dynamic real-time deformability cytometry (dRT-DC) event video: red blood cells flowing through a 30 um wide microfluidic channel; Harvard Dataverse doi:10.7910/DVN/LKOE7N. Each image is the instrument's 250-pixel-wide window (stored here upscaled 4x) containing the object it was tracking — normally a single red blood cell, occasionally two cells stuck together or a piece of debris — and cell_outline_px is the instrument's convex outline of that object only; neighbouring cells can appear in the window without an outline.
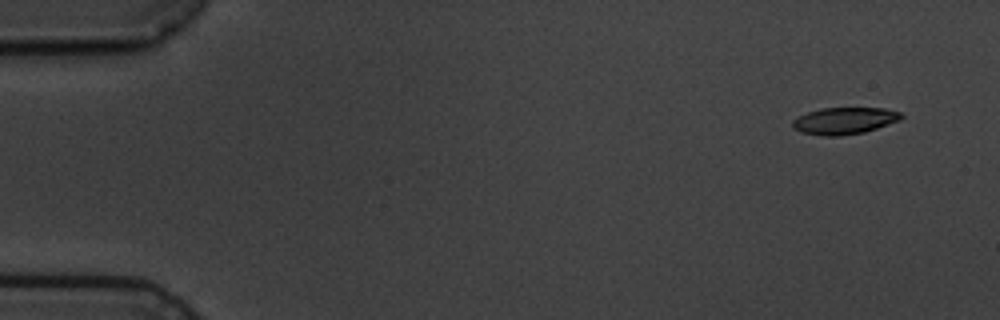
{"species": "common noctule bat (a hibernating species)", "species_latin": "Nyctalus noctula", "temperature_condition": "cold", "stored_images_in_passage": 6, "camera_frame_rate_fps": 3000, "um_per_image_px": 0.085, "animal": {"sex": "male", "body_mass_g": 19.5, "forearm_length_mm": 54.6}, "frame": {"image": 1, "passage_image": 1, "time_ms": 0.0, "image_size_px": [1000, 320], "cell_outline_px": [[904, 116], [900, 120], [864, 132], [840, 136], [820, 136], [800, 132], [792, 128], [792, 120], [808, 112], [824, 108], [884, 108], [900, 112]], "centroid_in_image_um": [71.75, 10.27], "position_along_channel_um": 13.2, "area_um2": 16.99}}
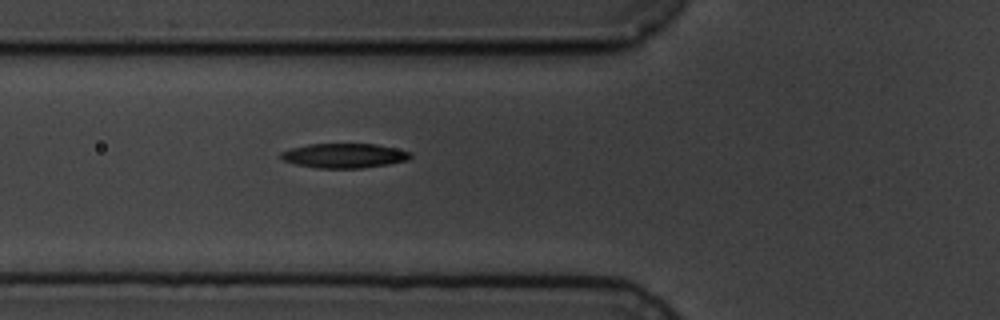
{"frame": {"image": 2, "passage_image": 6, "time_ms": 5.667, "image_size_px": [1000, 320], "cell_outline_px": [[412, 156], [408, 160], [388, 164], [360, 168], [316, 168], [296, 164], [284, 160], [280, 156], [280, 152], [292, 148], [308, 144], [376, 144], [396, 148], [412, 152]], "centroid_in_image_um": [29.28, 13.23], "position_along_channel_um": 96.5, "area_um2": 18.5}}